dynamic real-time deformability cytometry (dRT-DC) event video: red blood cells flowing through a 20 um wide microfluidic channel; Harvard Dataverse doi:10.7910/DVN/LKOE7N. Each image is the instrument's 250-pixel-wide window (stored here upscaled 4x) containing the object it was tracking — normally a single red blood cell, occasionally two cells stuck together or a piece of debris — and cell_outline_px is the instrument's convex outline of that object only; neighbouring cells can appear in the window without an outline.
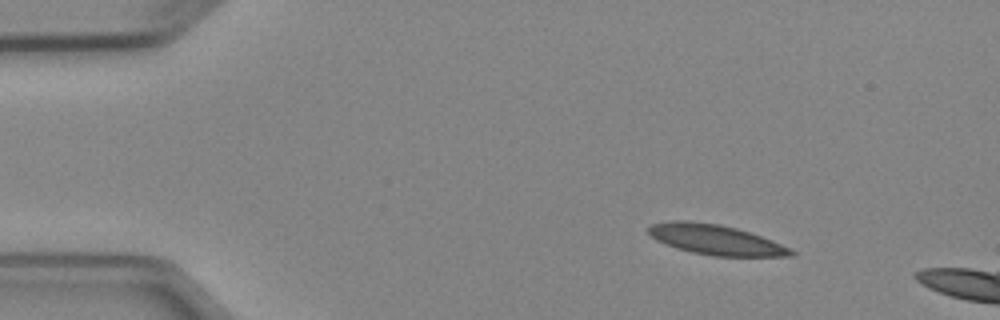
{"species": "Egyptian fruit bat (a non-hibernating species)", "species_latin": "Rousettus aegyptiacus", "temperature_condition": "cold", "stored_images_in_passage": 5, "camera_frame_rate_fps": 3000, "um_per_image_px": 0.085, "animal": {"sex": "female"}, "frame": {"image": 1, "passage_image": 2, "time_ms": 1.333, "image_size_px": [1000, 320], "cell_outline_px": [[796, 252], [792, 256], [712, 256], [692, 252], [676, 248], [664, 244], [656, 240], [648, 232], [648, 228], [652, 224], [668, 220], [688, 220], [720, 224], [736, 228], [772, 240], [792, 248]], "centroid_in_image_um": [60.82, 20.37], "position_along_channel_um": 24.2, "area_um2": 25.09}}